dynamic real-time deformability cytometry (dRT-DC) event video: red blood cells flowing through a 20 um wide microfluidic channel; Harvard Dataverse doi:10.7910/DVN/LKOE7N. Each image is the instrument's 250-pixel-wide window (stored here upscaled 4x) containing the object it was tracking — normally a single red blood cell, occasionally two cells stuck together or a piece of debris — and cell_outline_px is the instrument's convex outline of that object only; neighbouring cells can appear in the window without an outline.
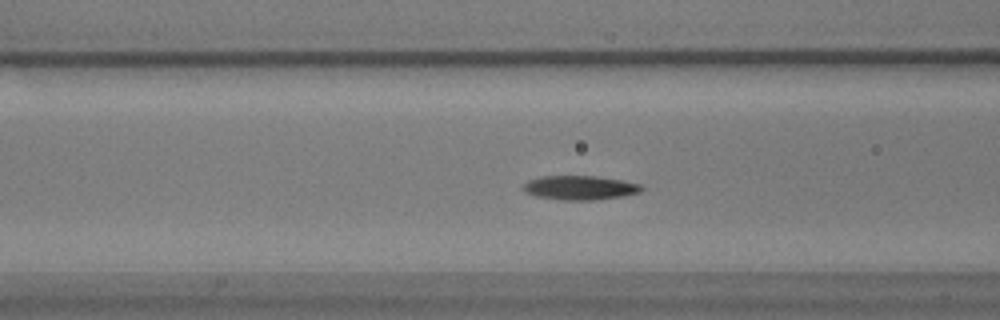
{"species": "common noctule bat (a hibernating species)", "species_latin": "Nyctalus noctula", "temperature_condition": "warm", "stored_images_in_passage": 41, "camera_frame_rate_fps": 3000, "um_per_image_px": 0.085, "animal": {"sex": "male", "body_mass_g": 17.9}, "frame": {"image": 1, "passage_image": 7, "time_ms": 2.0, "image_size_px": [1000, 320], "cell_outline_px": [[644, 188], [640, 192], [624, 196], [592, 200], [560, 200], [536, 196], [524, 192], [520, 188], [528, 180], [540, 176], [596, 176], [644, 184]], "centroid_in_image_um": [49.28, 15.95], "position_along_channel_um": 117.3, "area_um2": 16.88}}
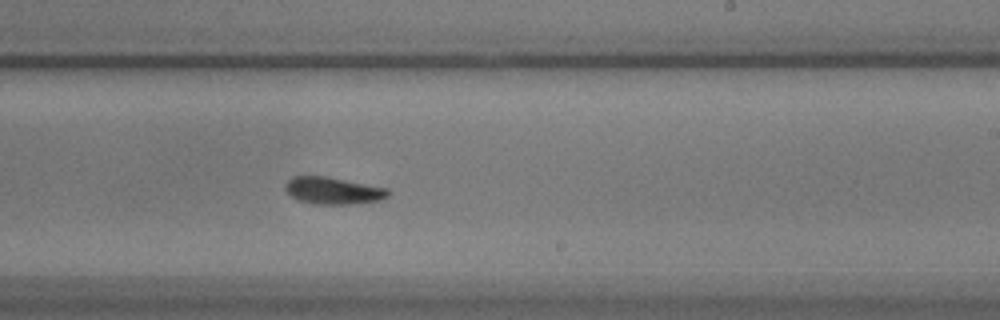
{"frame": {"image": 2, "passage_image": 19, "time_ms": 6.0, "image_size_px": [1000, 320], "cell_outline_px": [[392, 192], [388, 196], [380, 200], [352, 204], [316, 204], [300, 200], [292, 196], [284, 188], [284, 184], [292, 176], [328, 176], [388, 188]], "centroid_in_image_um": [28.34, 16.19], "position_along_channel_um": 260.7, "area_um2": 16.3}}
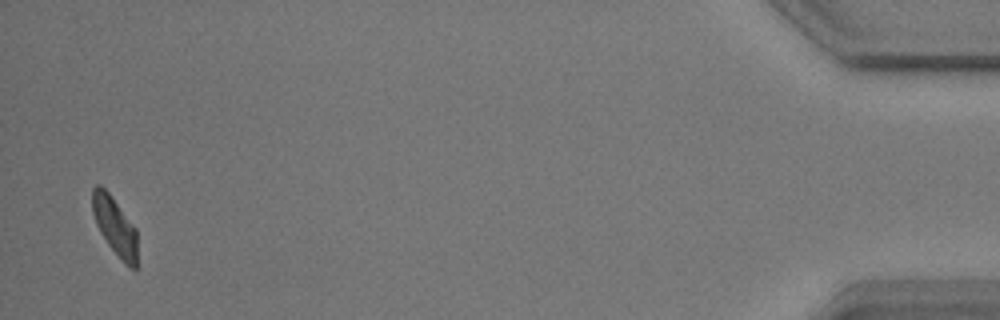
{"frame": {"image": 3, "passage_image": 40, "time_ms": 13.0, "image_size_px": [1000, 320], "cell_outline_px": [[136, 268], [128, 268], [124, 264], [108, 244], [100, 232], [96, 224], [92, 212], [92, 188], [96, 184], [100, 184], [108, 192], [136, 228]], "centroid_in_image_um": [9.74, 19.21], "position_along_channel_um": 425.5, "area_um2": 15.14}, "authors_computed_cell_mechanics": {"area_um2": 16.2996, "velocity_mm_per_s": 3.5909, "shape_relaxation_time_tau1_ms": 5.5463, "shape_relaxation_time_tau2_ms": 5.8621, "deformation_change_tau1": 0.1442, "deformation_change_tau2": 0.0988}}